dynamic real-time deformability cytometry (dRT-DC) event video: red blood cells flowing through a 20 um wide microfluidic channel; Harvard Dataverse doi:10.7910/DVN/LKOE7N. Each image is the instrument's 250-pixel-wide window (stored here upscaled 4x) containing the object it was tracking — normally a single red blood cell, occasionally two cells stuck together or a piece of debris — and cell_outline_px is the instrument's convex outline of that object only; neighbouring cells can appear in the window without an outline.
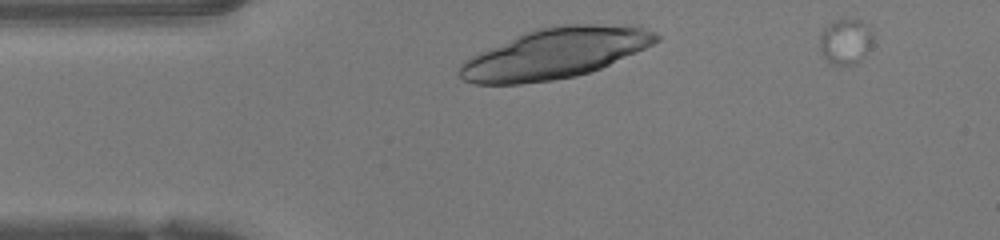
{"species": "human", "species_latin": "Homo sapiens", "temperature_condition": "warm", "stored_images_in_passage": 31, "camera_frame_rate_fps": 3000, "um_per_image_px": 0.085, "donor": {"sex": "female"}, "frame": {"image": 1, "passage_image": 2, "time_ms": 0.333, "image_size_px": [1000, 240], "cell_outline_px": [[660, 40], [644, 48], [600, 68], [576, 76], [552, 80], [520, 84], [472, 84], [464, 80], [456, 72], [460, 64], [464, 60], [480, 52], [524, 32], [540, 28], [564, 24], [640, 24], [656, 32], [660, 36]], "centroid_in_image_um": [47.21, 4.52], "position_along_channel_um": 37.8, "area_um2": 57.8}}
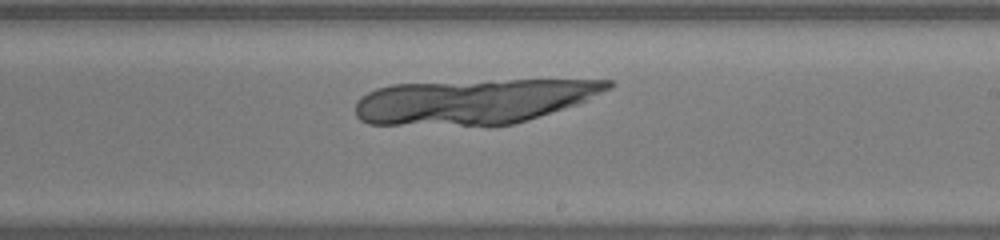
{"frame": {"image": 2, "passage_image": 19, "time_ms": 6.0, "image_size_px": [1000, 240], "cell_outline_px": [[616, 84], [612, 88], [576, 104], [512, 124], [488, 128], [368, 124], [360, 120], [356, 116], [356, 100], [360, 96], [376, 88], [392, 84], [508, 80], [612, 80]], "centroid_in_image_um": [40.18, 8.66], "position_along_channel_um": 248.8, "area_um2": 67.11}}